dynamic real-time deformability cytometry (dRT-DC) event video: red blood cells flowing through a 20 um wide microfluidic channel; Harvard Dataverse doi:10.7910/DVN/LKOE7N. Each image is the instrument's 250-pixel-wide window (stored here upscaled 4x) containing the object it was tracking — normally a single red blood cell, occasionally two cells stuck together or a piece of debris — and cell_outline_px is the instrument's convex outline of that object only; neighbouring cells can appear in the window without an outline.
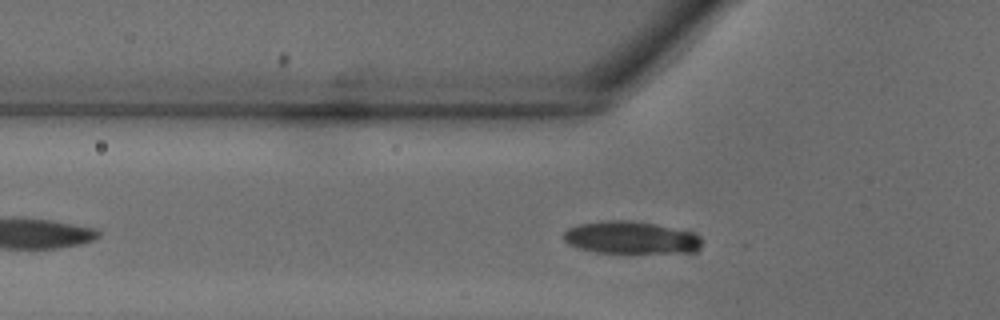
{"species": "common noctule bat (a hibernating species)", "species_latin": "Nyctalus noctula", "temperature_condition": "warm", "stored_images_in_passage": 31, "camera_frame_rate_fps": 3000, "um_per_image_px": 0.085, "animal": {"sex": "male", "body_mass_g": 18.8}, "frame": {"image": 1, "passage_image": 5, "time_ms": 1.333, "image_size_px": [1000, 320], "cell_outline_px": [[700, 248], [696, 252], [596, 252], [576, 248], [568, 244], [564, 240], [564, 232], [568, 228], [580, 224], [608, 220], [632, 220], [656, 224], [692, 232], [700, 236]], "centroid_in_image_um": [53.61, 20.19], "position_along_channel_um": 72.2, "area_um2": 26.01}}
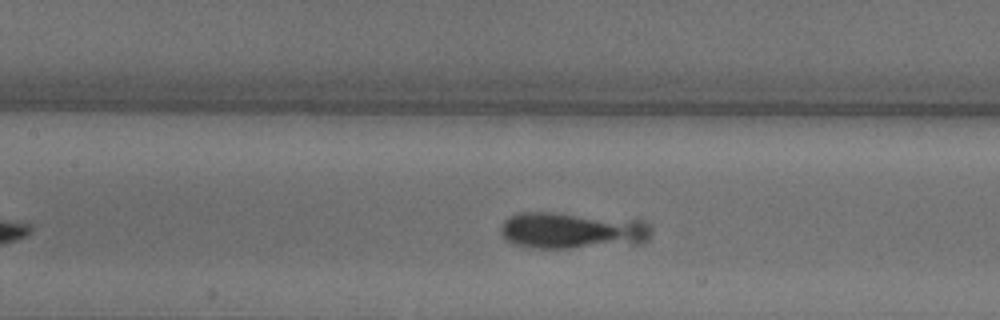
{"frame": {"image": 2, "passage_image": 10, "time_ms": 3.0, "image_size_px": [1000, 320], "cell_outline_px": [[652, 228], [648, 240], [644, 244], [572, 248], [536, 248], [516, 244], [504, 240], [500, 232], [500, 228], [504, 220], [516, 212], [552, 212], [648, 220]], "centroid_in_image_um": [48.7, 19.59], "position_along_channel_um": 158.7, "area_um2": 32.95}}
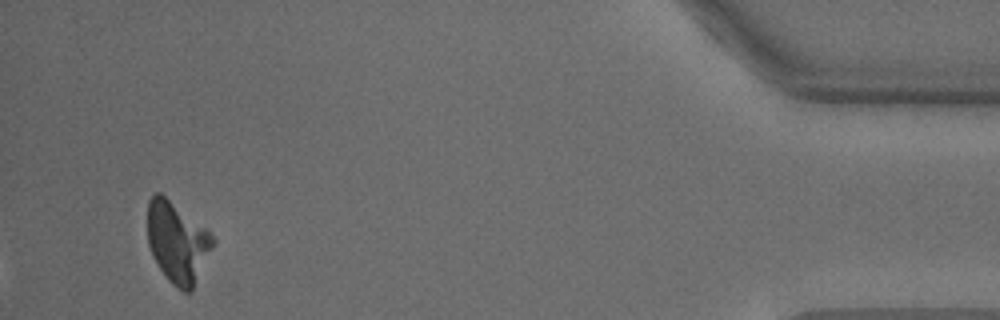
{"frame": {"image": 3, "passage_image": 29, "time_ms": 9.333, "image_size_px": [1000, 320], "cell_outline_px": [[216, 244], [192, 292], [184, 292], [172, 284], [168, 280], [152, 256], [148, 244], [148, 200], [156, 192], [160, 192], [208, 228], [216, 240]], "centroid_in_image_um": [15.13, 20.6], "position_along_channel_um": 420.1, "area_um2": 31.44}}